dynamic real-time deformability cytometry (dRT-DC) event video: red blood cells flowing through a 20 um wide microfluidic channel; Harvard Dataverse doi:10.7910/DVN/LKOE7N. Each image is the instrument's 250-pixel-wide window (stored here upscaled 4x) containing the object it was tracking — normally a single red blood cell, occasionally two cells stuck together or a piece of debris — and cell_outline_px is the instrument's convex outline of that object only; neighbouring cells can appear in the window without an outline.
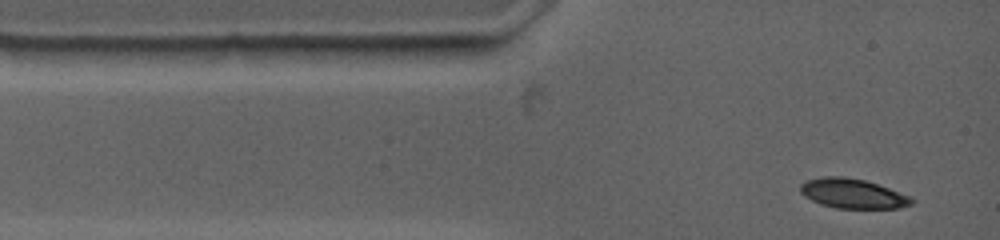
{"species": "common noctule bat (a hibernating species)", "species_latin": "Nyctalus noctula", "temperature_condition": "warm", "stored_images_in_passage": 12, "camera_frame_rate_fps": 4500, "um_per_image_px": 0.085, "animal": {"sex": "female", "body_mass_g": 19.0, "forearm_length_mm": 53.3}, "frame": {"image": 1, "passage_image": 1, "time_ms": 0.0, "image_size_px": [1000, 240], "cell_outline_px": [[916, 200], [912, 204], [900, 208], [836, 208], [820, 204], [804, 196], [800, 192], [800, 184], [808, 180], [828, 176], [836, 176], [864, 180], [888, 188], [908, 196]], "centroid_in_image_um": [72.47, 16.47], "position_along_channel_um": 12.5, "area_um2": 18.9}}
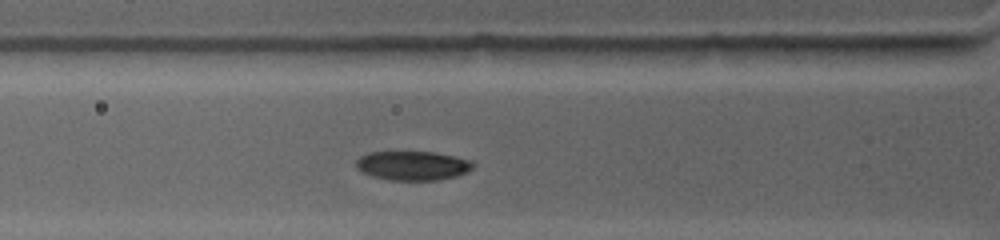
{"frame": {"image": 2, "passage_image": 7, "time_ms": 2.889, "image_size_px": [1000, 240], "cell_outline_px": [[476, 164], [468, 172], [456, 176], [436, 180], [388, 180], [372, 176], [356, 168], [356, 160], [360, 156], [368, 152], [432, 152], [452, 156], [468, 160]], "centroid_in_image_um": [35.06, 14.08], "position_along_channel_um": 90.7, "area_um2": 19.77}}
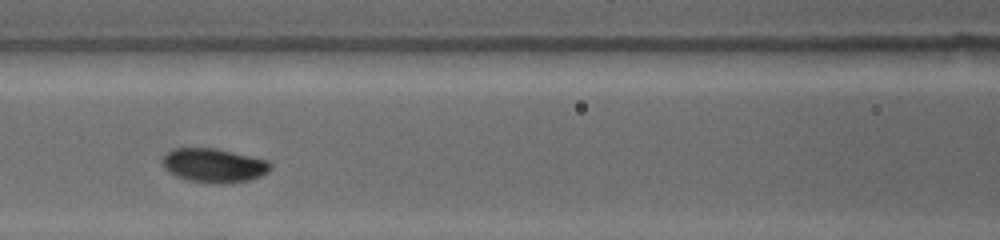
{"frame": {"image": 3, "passage_image": 10, "time_ms": 4.444, "image_size_px": [1000, 240], "cell_outline_px": [[272, 168], [268, 172], [252, 180], [224, 184], [212, 184], [188, 180], [176, 176], [168, 172], [164, 168], [164, 156], [172, 148], [216, 148], [268, 160], [272, 164]], "centroid_in_image_um": [18.22, 14.07], "position_along_channel_um": 148.4, "area_um2": 21.62}}